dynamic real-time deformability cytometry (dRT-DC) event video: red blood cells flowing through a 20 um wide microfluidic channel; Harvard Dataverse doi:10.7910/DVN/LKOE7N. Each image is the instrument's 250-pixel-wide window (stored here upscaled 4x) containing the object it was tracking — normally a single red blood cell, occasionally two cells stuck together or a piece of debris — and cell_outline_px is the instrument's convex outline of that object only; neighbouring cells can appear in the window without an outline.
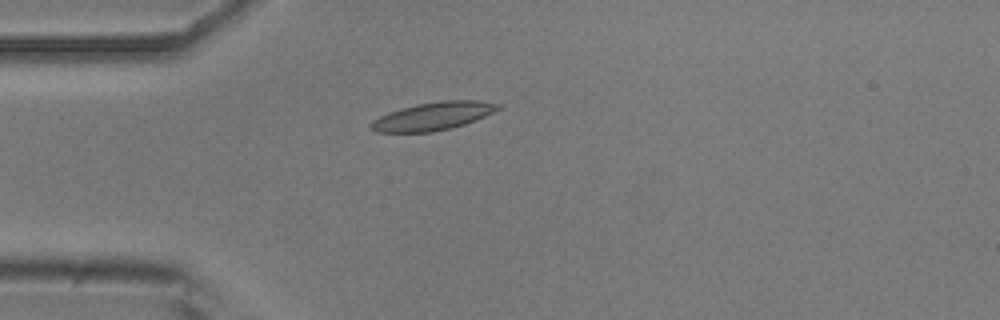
{"species": "common noctule bat (a hibernating species)", "species_latin": "Nyctalus noctula", "temperature_condition": "room temperature", "stored_images_in_passage": 8, "camera_frame_rate_fps": 3000, "um_per_image_px": 0.085, "animal": {"sex": "male", "body_mass_g": 20.5, "forearm_length_mm": 52.5}, "frame": {"image": 1, "passage_image": 5, "time_ms": 4.667, "image_size_px": [1000, 320], "cell_outline_px": [[504, 104], [500, 108], [476, 120], [452, 128], [432, 132], [376, 132], [368, 128], [368, 124], [372, 120], [388, 112], [416, 104], [440, 100], [476, 100]], "centroid_in_image_um": [36.79, 9.87], "position_along_channel_um": 48.2, "area_um2": 20.92}}
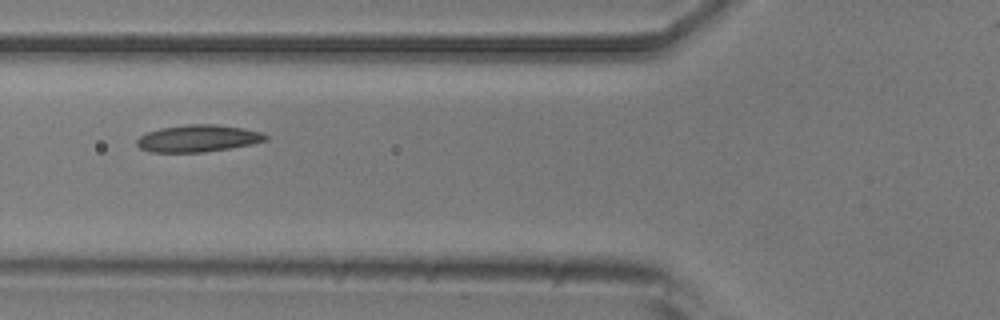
{"frame": {"image": 2, "passage_image": 7, "time_ms": 6.667, "image_size_px": [1000, 320], "cell_outline_px": [[268, 140], [252, 144], [204, 152], [148, 152], [140, 148], [136, 144], [136, 140], [140, 136], [148, 132], [160, 128], [188, 124], [216, 124], [244, 128], [260, 132], [268, 136]], "centroid_in_image_um": [16.82, 11.76], "position_along_channel_um": 109.0, "area_um2": 20.29}}
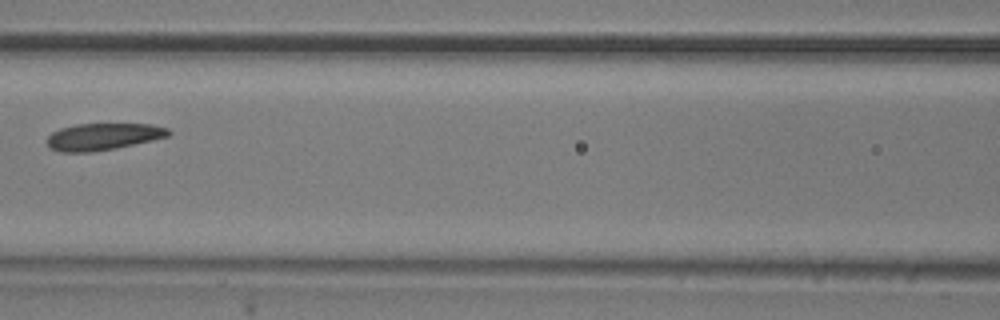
{"frame": {"image": 3, "passage_image": 8, "time_ms": 8.0, "image_size_px": [1000, 320], "cell_outline_px": [[172, 132], [168, 136], [152, 140], [116, 148], [92, 152], [60, 152], [48, 148], [48, 136], [52, 132], [60, 128], [76, 124], [148, 124], [168, 128]], "centroid_in_image_um": [8.74, 11.62], "position_along_channel_um": 157.9, "area_um2": 19.02}}